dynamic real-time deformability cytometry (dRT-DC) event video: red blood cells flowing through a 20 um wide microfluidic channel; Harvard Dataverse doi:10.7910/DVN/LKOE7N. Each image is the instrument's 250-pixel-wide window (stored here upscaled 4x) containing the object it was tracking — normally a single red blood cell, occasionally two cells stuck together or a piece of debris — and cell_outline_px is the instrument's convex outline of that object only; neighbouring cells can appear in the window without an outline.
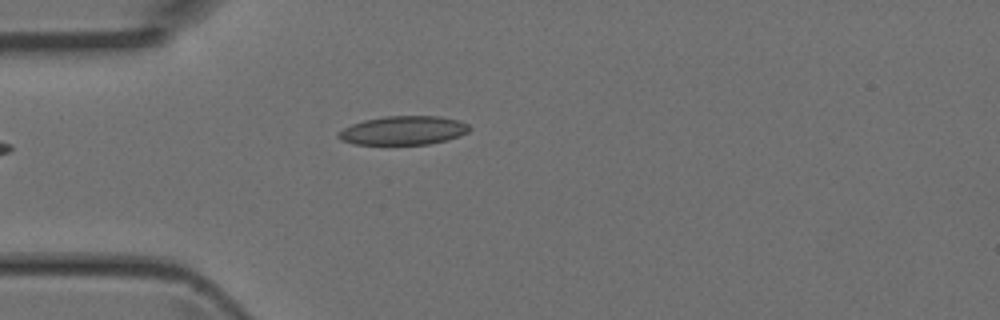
{"species": "Egyptian fruit bat (a non-hibernating species)", "species_latin": "Rousettus aegyptiacus", "temperature_condition": "room temperature", "stored_images_in_passage": 4, "camera_frame_rate_fps": 3000, "um_per_image_px": 0.085, "animal": {"sex": "female"}, "frame": {"image": 1, "passage_image": 4, "time_ms": 1.0, "image_size_px": [1000, 320], "cell_outline_px": [[472, 128], [468, 132], [460, 136], [448, 140], [428, 144], [356, 144], [340, 140], [336, 136], [336, 132], [352, 124], [364, 120], [384, 116], [440, 116], [460, 120], [468, 124]], "centroid_in_image_um": [34.3, 11.08], "position_along_channel_um": 50.7, "area_um2": 22.2}}